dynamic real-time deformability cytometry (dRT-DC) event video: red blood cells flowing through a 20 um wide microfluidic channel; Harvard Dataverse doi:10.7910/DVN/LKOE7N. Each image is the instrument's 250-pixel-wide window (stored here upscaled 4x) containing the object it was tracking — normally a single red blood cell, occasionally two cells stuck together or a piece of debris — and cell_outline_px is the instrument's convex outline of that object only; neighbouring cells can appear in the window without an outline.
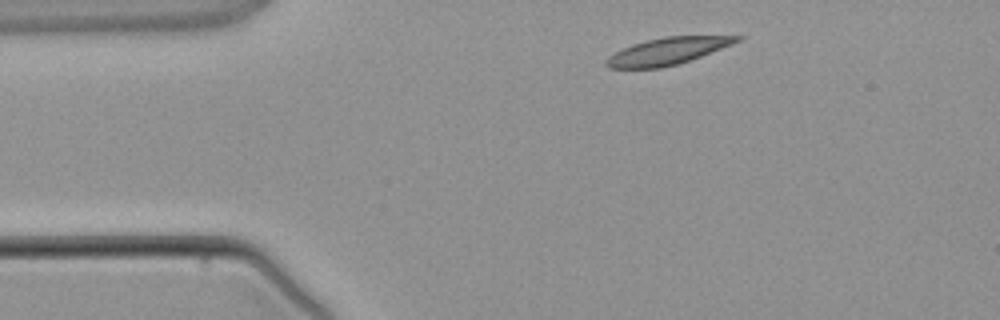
{"species": "common noctule bat (a hibernating species)", "species_latin": "Nyctalus noctula", "temperature_condition": "warm", "stored_images_in_passage": 1, "camera_frame_rate_fps": 3000, "um_per_image_px": 0.085, "animal": {"sex": "male", "body_mass_g": 21.5, "forearm_length_mm": 52.0}, "frame": {"image": 1, "passage_image": 1, "time_ms": 0.0, "image_size_px": [1000, 320], "cell_outline_px": [[744, 36], [740, 40], [732, 44], [700, 56], [676, 64], [660, 68], [608, 68], [604, 64], [604, 60], [608, 56], [632, 44], [664, 36]], "centroid_in_image_um": [56.68, 4.35], "position_along_channel_um": 28.3, "area_um2": 20.17}}